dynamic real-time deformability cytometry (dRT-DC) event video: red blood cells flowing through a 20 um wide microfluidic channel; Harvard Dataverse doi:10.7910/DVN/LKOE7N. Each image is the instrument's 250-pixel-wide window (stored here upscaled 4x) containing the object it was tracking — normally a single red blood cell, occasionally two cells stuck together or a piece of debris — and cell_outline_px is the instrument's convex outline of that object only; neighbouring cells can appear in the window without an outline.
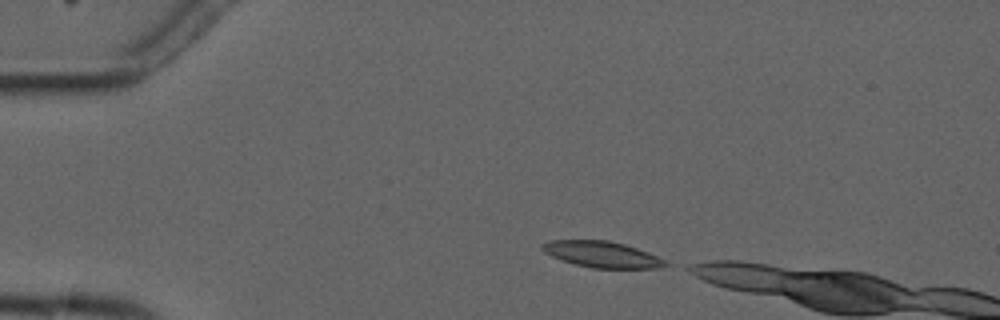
{"species": "common noctule bat (a hibernating species)", "species_latin": "Nyctalus noctula", "temperature_condition": "cold", "stored_images_in_passage": 2, "camera_frame_rate_fps": 3000, "um_per_image_px": 0.085, "animal": {"sex": "male", "forearm_length_mm": 52.5}, "frame": {"image": 1, "passage_image": 1, "time_ms": 0.0, "image_size_px": [1000, 320], "cell_outline_px": [[668, 264], [660, 268], [592, 268], [576, 264], [552, 256], [544, 252], [540, 248], [540, 244], [548, 240], [608, 240], [624, 244], [648, 252], [664, 260]], "centroid_in_image_um": [51.13, 21.61], "position_along_channel_um": 33.9, "area_um2": 18.61}}